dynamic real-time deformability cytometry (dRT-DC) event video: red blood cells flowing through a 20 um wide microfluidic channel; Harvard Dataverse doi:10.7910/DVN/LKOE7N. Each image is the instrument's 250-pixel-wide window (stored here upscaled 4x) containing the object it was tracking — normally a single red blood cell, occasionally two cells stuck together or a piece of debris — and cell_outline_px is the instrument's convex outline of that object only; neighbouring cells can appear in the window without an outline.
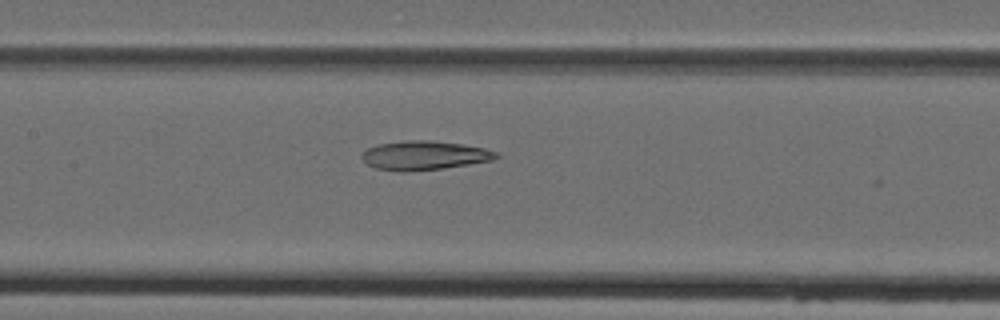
{"species": "Egyptian fruit bat (a non-hibernating species)", "species_latin": "Rousettus aegyptiacus", "temperature_condition": "cold", "stored_images_in_passage": 5, "camera_frame_rate_fps": 3000, "um_per_image_px": 0.085, "animal": {"sex": "female"}, "frame": {"image": 1, "passage_image": 4, "time_ms": 4.333, "image_size_px": [1000, 320], "cell_outline_px": [[500, 156], [492, 160], [444, 168], [404, 172], [400, 172], [376, 168], [368, 164], [360, 156], [368, 148], [380, 144], [408, 140], [432, 140], [460, 144], [484, 148], [500, 152]], "centroid_in_image_um": [36.09, 13.21], "position_along_channel_um": 171.3, "area_um2": 22.6}}